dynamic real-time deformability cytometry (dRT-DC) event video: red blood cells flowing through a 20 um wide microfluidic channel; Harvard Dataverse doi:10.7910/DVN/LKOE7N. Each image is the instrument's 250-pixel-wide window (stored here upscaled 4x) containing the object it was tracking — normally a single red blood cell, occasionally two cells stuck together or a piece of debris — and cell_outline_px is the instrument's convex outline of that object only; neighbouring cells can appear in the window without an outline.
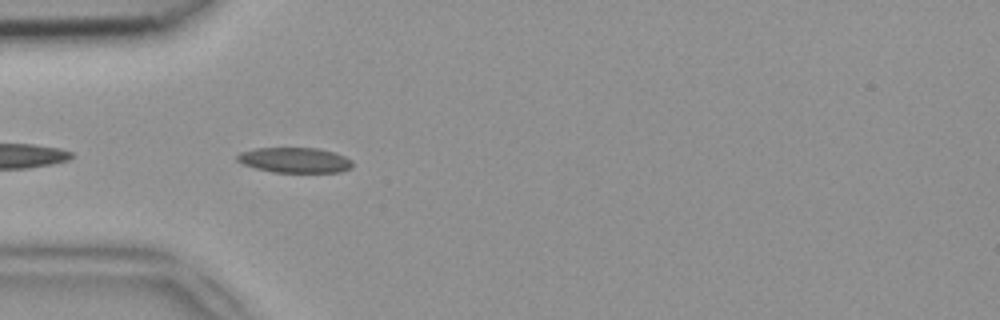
{"species": "common noctule bat (a hibernating species)", "species_latin": "Nyctalus noctula", "temperature_condition": "room temperature", "stored_images_in_passage": 13, "camera_frame_rate_fps": 3000, "um_per_image_px": 0.085, "animal": {"sex": "female", "body_mass_g": 18.4}, "frame": {"image": 1, "passage_image": 3, "time_ms": 0.667, "image_size_px": [1000, 320], "cell_outline_px": [[352, 168], [340, 172], [272, 172], [256, 168], [244, 164], [236, 160], [236, 156], [240, 152], [256, 148], [316, 148], [332, 152], [344, 156], [352, 160]], "centroid_in_image_um": [25.05, 13.61], "position_along_channel_um": 60.0, "area_um2": 16.88}}